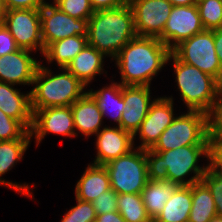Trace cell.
<instances>
[{
	"label": "cell",
	"instance_id": "1",
	"mask_svg": "<svg viewBox=\"0 0 222 222\" xmlns=\"http://www.w3.org/2000/svg\"><path fill=\"white\" fill-rule=\"evenodd\" d=\"M171 50L158 38L136 36L113 59L121 85L151 86L157 74L167 65Z\"/></svg>",
	"mask_w": 222,
	"mask_h": 222
},
{
	"label": "cell",
	"instance_id": "2",
	"mask_svg": "<svg viewBox=\"0 0 222 222\" xmlns=\"http://www.w3.org/2000/svg\"><path fill=\"white\" fill-rule=\"evenodd\" d=\"M200 158H206L207 164L200 166ZM146 160L149 181L169 180L178 186H190L201 181L209 166V145H188L167 151L147 149Z\"/></svg>",
	"mask_w": 222,
	"mask_h": 222
},
{
	"label": "cell",
	"instance_id": "3",
	"mask_svg": "<svg viewBox=\"0 0 222 222\" xmlns=\"http://www.w3.org/2000/svg\"><path fill=\"white\" fill-rule=\"evenodd\" d=\"M137 36L129 4L116 9L97 10L88 20L87 44L112 61Z\"/></svg>",
	"mask_w": 222,
	"mask_h": 222
},
{
	"label": "cell",
	"instance_id": "4",
	"mask_svg": "<svg viewBox=\"0 0 222 222\" xmlns=\"http://www.w3.org/2000/svg\"><path fill=\"white\" fill-rule=\"evenodd\" d=\"M41 63L35 72L33 88L30 90L32 111L71 106L87 92V86L66 68L61 67V72L54 74L52 69H49L50 66L46 67Z\"/></svg>",
	"mask_w": 222,
	"mask_h": 222
},
{
	"label": "cell",
	"instance_id": "5",
	"mask_svg": "<svg viewBox=\"0 0 222 222\" xmlns=\"http://www.w3.org/2000/svg\"><path fill=\"white\" fill-rule=\"evenodd\" d=\"M169 62H172L177 91L187 110L209 115L219 100L222 85L197 67L180 61L172 52Z\"/></svg>",
	"mask_w": 222,
	"mask_h": 222
},
{
	"label": "cell",
	"instance_id": "6",
	"mask_svg": "<svg viewBox=\"0 0 222 222\" xmlns=\"http://www.w3.org/2000/svg\"><path fill=\"white\" fill-rule=\"evenodd\" d=\"M177 115L160 135L153 151H167L188 145H209V115L188 111Z\"/></svg>",
	"mask_w": 222,
	"mask_h": 222
},
{
	"label": "cell",
	"instance_id": "7",
	"mask_svg": "<svg viewBox=\"0 0 222 222\" xmlns=\"http://www.w3.org/2000/svg\"><path fill=\"white\" fill-rule=\"evenodd\" d=\"M110 186L118 194H141L148 180L146 150L134 147L104 164Z\"/></svg>",
	"mask_w": 222,
	"mask_h": 222
},
{
	"label": "cell",
	"instance_id": "8",
	"mask_svg": "<svg viewBox=\"0 0 222 222\" xmlns=\"http://www.w3.org/2000/svg\"><path fill=\"white\" fill-rule=\"evenodd\" d=\"M180 61L197 67L222 85V65L216 54L213 30L205 29L171 51Z\"/></svg>",
	"mask_w": 222,
	"mask_h": 222
},
{
	"label": "cell",
	"instance_id": "9",
	"mask_svg": "<svg viewBox=\"0 0 222 222\" xmlns=\"http://www.w3.org/2000/svg\"><path fill=\"white\" fill-rule=\"evenodd\" d=\"M4 26L13 36L19 49H25L43 55L40 9L6 10Z\"/></svg>",
	"mask_w": 222,
	"mask_h": 222
},
{
	"label": "cell",
	"instance_id": "10",
	"mask_svg": "<svg viewBox=\"0 0 222 222\" xmlns=\"http://www.w3.org/2000/svg\"><path fill=\"white\" fill-rule=\"evenodd\" d=\"M42 41L44 49L51 43L67 37L87 36L88 20L76 19L47 2L40 9Z\"/></svg>",
	"mask_w": 222,
	"mask_h": 222
},
{
	"label": "cell",
	"instance_id": "11",
	"mask_svg": "<svg viewBox=\"0 0 222 222\" xmlns=\"http://www.w3.org/2000/svg\"><path fill=\"white\" fill-rule=\"evenodd\" d=\"M173 96L157 97L150 106V109L141 123L140 128L133 136V140L140 141L138 146L143 150L151 149L159 139L164 130L173 122L178 114L174 111Z\"/></svg>",
	"mask_w": 222,
	"mask_h": 222
},
{
	"label": "cell",
	"instance_id": "12",
	"mask_svg": "<svg viewBox=\"0 0 222 222\" xmlns=\"http://www.w3.org/2000/svg\"><path fill=\"white\" fill-rule=\"evenodd\" d=\"M31 138L35 139L36 147L48 134L75 138L71 106H57L32 111Z\"/></svg>",
	"mask_w": 222,
	"mask_h": 222
},
{
	"label": "cell",
	"instance_id": "13",
	"mask_svg": "<svg viewBox=\"0 0 222 222\" xmlns=\"http://www.w3.org/2000/svg\"><path fill=\"white\" fill-rule=\"evenodd\" d=\"M137 36L159 38L163 34L173 5L167 0H128Z\"/></svg>",
	"mask_w": 222,
	"mask_h": 222
},
{
	"label": "cell",
	"instance_id": "14",
	"mask_svg": "<svg viewBox=\"0 0 222 222\" xmlns=\"http://www.w3.org/2000/svg\"><path fill=\"white\" fill-rule=\"evenodd\" d=\"M205 30L196 4L173 6L163 34L158 38L171 51L182 41Z\"/></svg>",
	"mask_w": 222,
	"mask_h": 222
},
{
	"label": "cell",
	"instance_id": "15",
	"mask_svg": "<svg viewBox=\"0 0 222 222\" xmlns=\"http://www.w3.org/2000/svg\"><path fill=\"white\" fill-rule=\"evenodd\" d=\"M151 86L123 85V99L125 108L122 112L120 126L132 136L138 131L145 119L151 104L156 99L152 97Z\"/></svg>",
	"mask_w": 222,
	"mask_h": 222
},
{
	"label": "cell",
	"instance_id": "16",
	"mask_svg": "<svg viewBox=\"0 0 222 222\" xmlns=\"http://www.w3.org/2000/svg\"><path fill=\"white\" fill-rule=\"evenodd\" d=\"M33 52L18 49L0 57V82L12 85H33L35 72L41 61H37Z\"/></svg>",
	"mask_w": 222,
	"mask_h": 222
},
{
	"label": "cell",
	"instance_id": "17",
	"mask_svg": "<svg viewBox=\"0 0 222 222\" xmlns=\"http://www.w3.org/2000/svg\"><path fill=\"white\" fill-rule=\"evenodd\" d=\"M95 146L96 156L93 164L104 165L109 161L127 154L134 148L133 136L115 125H105L96 135Z\"/></svg>",
	"mask_w": 222,
	"mask_h": 222
},
{
	"label": "cell",
	"instance_id": "18",
	"mask_svg": "<svg viewBox=\"0 0 222 222\" xmlns=\"http://www.w3.org/2000/svg\"><path fill=\"white\" fill-rule=\"evenodd\" d=\"M31 139H13L8 141H0V185L14 190L16 193H20L27 198H34L33 190L31 188H36L35 184L31 186L28 183H17L16 181H9L1 178L3 175L12 170V168L19 163L23 157L24 153L30 146ZM31 187V188H30Z\"/></svg>",
	"mask_w": 222,
	"mask_h": 222
},
{
	"label": "cell",
	"instance_id": "19",
	"mask_svg": "<svg viewBox=\"0 0 222 222\" xmlns=\"http://www.w3.org/2000/svg\"><path fill=\"white\" fill-rule=\"evenodd\" d=\"M76 137L95 136L103 127L104 118L97 102L86 92L81 98L71 105ZM103 126V127H102ZM78 131V132H77Z\"/></svg>",
	"mask_w": 222,
	"mask_h": 222
},
{
	"label": "cell",
	"instance_id": "20",
	"mask_svg": "<svg viewBox=\"0 0 222 222\" xmlns=\"http://www.w3.org/2000/svg\"><path fill=\"white\" fill-rule=\"evenodd\" d=\"M15 85L0 82V109L8 116L19 120L29 131L32 126L30 91L21 92Z\"/></svg>",
	"mask_w": 222,
	"mask_h": 222
},
{
	"label": "cell",
	"instance_id": "21",
	"mask_svg": "<svg viewBox=\"0 0 222 222\" xmlns=\"http://www.w3.org/2000/svg\"><path fill=\"white\" fill-rule=\"evenodd\" d=\"M105 58L103 53L87 44L65 68L88 87L96 76L107 75Z\"/></svg>",
	"mask_w": 222,
	"mask_h": 222
},
{
	"label": "cell",
	"instance_id": "22",
	"mask_svg": "<svg viewBox=\"0 0 222 222\" xmlns=\"http://www.w3.org/2000/svg\"><path fill=\"white\" fill-rule=\"evenodd\" d=\"M111 189L110 179L104 165L88 164L75 185V198L93 202L101 193Z\"/></svg>",
	"mask_w": 222,
	"mask_h": 222
},
{
	"label": "cell",
	"instance_id": "23",
	"mask_svg": "<svg viewBox=\"0 0 222 222\" xmlns=\"http://www.w3.org/2000/svg\"><path fill=\"white\" fill-rule=\"evenodd\" d=\"M111 80L106 86L99 88L98 90L89 89L87 92L97 102L103 118L107 116L113 119L116 123L115 126H120V120L122 112L125 108V101L123 99V85Z\"/></svg>",
	"mask_w": 222,
	"mask_h": 222
},
{
	"label": "cell",
	"instance_id": "24",
	"mask_svg": "<svg viewBox=\"0 0 222 222\" xmlns=\"http://www.w3.org/2000/svg\"><path fill=\"white\" fill-rule=\"evenodd\" d=\"M192 206V185L178 186L153 222H188Z\"/></svg>",
	"mask_w": 222,
	"mask_h": 222
},
{
	"label": "cell",
	"instance_id": "25",
	"mask_svg": "<svg viewBox=\"0 0 222 222\" xmlns=\"http://www.w3.org/2000/svg\"><path fill=\"white\" fill-rule=\"evenodd\" d=\"M87 45V36L75 35L49 44L42 57L46 64H56L58 68L66 67L73 58Z\"/></svg>",
	"mask_w": 222,
	"mask_h": 222
},
{
	"label": "cell",
	"instance_id": "26",
	"mask_svg": "<svg viewBox=\"0 0 222 222\" xmlns=\"http://www.w3.org/2000/svg\"><path fill=\"white\" fill-rule=\"evenodd\" d=\"M177 187V184L169 180L147 182L141 192V196L147 214L152 220L163 210L165 203L169 200Z\"/></svg>",
	"mask_w": 222,
	"mask_h": 222
},
{
	"label": "cell",
	"instance_id": "27",
	"mask_svg": "<svg viewBox=\"0 0 222 222\" xmlns=\"http://www.w3.org/2000/svg\"><path fill=\"white\" fill-rule=\"evenodd\" d=\"M216 216L214 199L208 187L202 181L192 184V206L188 222H209Z\"/></svg>",
	"mask_w": 222,
	"mask_h": 222
},
{
	"label": "cell",
	"instance_id": "28",
	"mask_svg": "<svg viewBox=\"0 0 222 222\" xmlns=\"http://www.w3.org/2000/svg\"><path fill=\"white\" fill-rule=\"evenodd\" d=\"M117 211L126 222H153L141 194H118Z\"/></svg>",
	"mask_w": 222,
	"mask_h": 222
},
{
	"label": "cell",
	"instance_id": "29",
	"mask_svg": "<svg viewBox=\"0 0 222 222\" xmlns=\"http://www.w3.org/2000/svg\"><path fill=\"white\" fill-rule=\"evenodd\" d=\"M196 5L205 29L222 27V0H202Z\"/></svg>",
	"mask_w": 222,
	"mask_h": 222
},
{
	"label": "cell",
	"instance_id": "30",
	"mask_svg": "<svg viewBox=\"0 0 222 222\" xmlns=\"http://www.w3.org/2000/svg\"><path fill=\"white\" fill-rule=\"evenodd\" d=\"M32 139L30 131L19 121L0 109V141Z\"/></svg>",
	"mask_w": 222,
	"mask_h": 222
},
{
	"label": "cell",
	"instance_id": "31",
	"mask_svg": "<svg viewBox=\"0 0 222 222\" xmlns=\"http://www.w3.org/2000/svg\"><path fill=\"white\" fill-rule=\"evenodd\" d=\"M64 13L76 19H89L95 12L90 0H52Z\"/></svg>",
	"mask_w": 222,
	"mask_h": 222
},
{
	"label": "cell",
	"instance_id": "32",
	"mask_svg": "<svg viewBox=\"0 0 222 222\" xmlns=\"http://www.w3.org/2000/svg\"><path fill=\"white\" fill-rule=\"evenodd\" d=\"M76 205L64 213L60 222H96V212L92 202L75 198Z\"/></svg>",
	"mask_w": 222,
	"mask_h": 222
},
{
	"label": "cell",
	"instance_id": "33",
	"mask_svg": "<svg viewBox=\"0 0 222 222\" xmlns=\"http://www.w3.org/2000/svg\"><path fill=\"white\" fill-rule=\"evenodd\" d=\"M201 181L208 187L213 196L216 215L222 217V174L209 165Z\"/></svg>",
	"mask_w": 222,
	"mask_h": 222
},
{
	"label": "cell",
	"instance_id": "34",
	"mask_svg": "<svg viewBox=\"0 0 222 222\" xmlns=\"http://www.w3.org/2000/svg\"><path fill=\"white\" fill-rule=\"evenodd\" d=\"M118 193L113 189L101 193L93 202L96 215L106 214L117 211Z\"/></svg>",
	"mask_w": 222,
	"mask_h": 222
},
{
	"label": "cell",
	"instance_id": "35",
	"mask_svg": "<svg viewBox=\"0 0 222 222\" xmlns=\"http://www.w3.org/2000/svg\"><path fill=\"white\" fill-rule=\"evenodd\" d=\"M209 139H222V92L209 114Z\"/></svg>",
	"mask_w": 222,
	"mask_h": 222
},
{
	"label": "cell",
	"instance_id": "36",
	"mask_svg": "<svg viewBox=\"0 0 222 222\" xmlns=\"http://www.w3.org/2000/svg\"><path fill=\"white\" fill-rule=\"evenodd\" d=\"M209 165L222 174V139H209Z\"/></svg>",
	"mask_w": 222,
	"mask_h": 222
},
{
	"label": "cell",
	"instance_id": "37",
	"mask_svg": "<svg viewBox=\"0 0 222 222\" xmlns=\"http://www.w3.org/2000/svg\"><path fill=\"white\" fill-rule=\"evenodd\" d=\"M15 40L9 30L4 26H0V57L10 54L18 50Z\"/></svg>",
	"mask_w": 222,
	"mask_h": 222
},
{
	"label": "cell",
	"instance_id": "38",
	"mask_svg": "<svg viewBox=\"0 0 222 222\" xmlns=\"http://www.w3.org/2000/svg\"><path fill=\"white\" fill-rule=\"evenodd\" d=\"M6 10L15 9H41L46 0H3Z\"/></svg>",
	"mask_w": 222,
	"mask_h": 222
},
{
	"label": "cell",
	"instance_id": "39",
	"mask_svg": "<svg viewBox=\"0 0 222 222\" xmlns=\"http://www.w3.org/2000/svg\"><path fill=\"white\" fill-rule=\"evenodd\" d=\"M94 11L116 9L128 4V0H90Z\"/></svg>",
	"mask_w": 222,
	"mask_h": 222
},
{
	"label": "cell",
	"instance_id": "40",
	"mask_svg": "<svg viewBox=\"0 0 222 222\" xmlns=\"http://www.w3.org/2000/svg\"><path fill=\"white\" fill-rule=\"evenodd\" d=\"M96 222H126L118 211L101 214L96 217Z\"/></svg>",
	"mask_w": 222,
	"mask_h": 222
},
{
	"label": "cell",
	"instance_id": "41",
	"mask_svg": "<svg viewBox=\"0 0 222 222\" xmlns=\"http://www.w3.org/2000/svg\"><path fill=\"white\" fill-rule=\"evenodd\" d=\"M213 35H214L216 54L222 65V27L213 29Z\"/></svg>",
	"mask_w": 222,
	"mask_h": 222
},
{
	"label": "cell",
	"instance_id": "42",
	"mask_svg": "<svg viewBox=\"0 0 222 222\" xmlns=\"http://www.w3.org/2000/svg\"><path fill=\"white\" fill-rule=\"evenodd\" d=\"M173 6H189L197 4L195 0H167Z\"/></svg>",
	"mask_w": 222,
	"mask_h": 222
},
{
	"label": "cell",
	"instance_id": "43",
	"mask_svg": "<svg viewBox=\"0 0 222 222\" xmlns=\"http://www.w3.org/2000/svg\"><path fill=\"white\" fill-rule=\"evenodd\" d=\"M5 11H6V9H0V26L3 25Z\"/></svg>",
	"mask_w": 222,
	"mask_h": 222
},
{
	"label": "cell",
	"instance_id": "44",
	"mask_svg": "<svg viewBox=\"0 0 222 222\" xmlns=\"http://www.w3.org/2000/svg\"><path fill=\"white\" fill-rule=\"evenodd\" d=\"M209 222H222V217L216 216V217L212 218Z\"/></svg>",
	"mask_w": 222,
	"mask_h": 222
},
{
	"label": "cell",
	"instance_id": "45",
	"mask_svg": "<svg viewBox=\"0 0 222 222\" xmlns=\"http://www.w3.org/2000/svg\"><path fill=\"white\" fill-rule=\"evenodd\" d=\"M0 9H5L3 0H0Z\"/></svg>",
	"mask_w": 222,
	"mask_h": 222
}]
</instances>
